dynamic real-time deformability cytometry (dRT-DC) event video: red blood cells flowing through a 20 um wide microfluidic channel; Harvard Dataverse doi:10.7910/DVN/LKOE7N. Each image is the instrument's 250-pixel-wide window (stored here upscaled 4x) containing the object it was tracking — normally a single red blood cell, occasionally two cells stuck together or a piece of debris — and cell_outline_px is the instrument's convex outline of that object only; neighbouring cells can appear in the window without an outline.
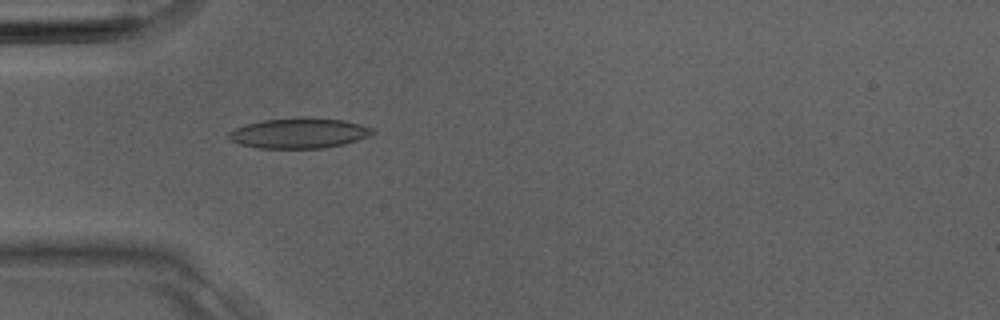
{"species": "Egyptian fruit bat (a non-hibernating species)", "species_latin": "Rousettus aegyptiacus", "temperature_condition": "room temperature", "stored_images_in_passage": 2, "camera_frame_rate_fps": 3000, "um_per_image_px": 0.085, "animal": {"sex": "male"}, "frame": {"image": 1, "passage_image": 1, "time_ms": 0.0, "image_size_px": [1000, 320], "cell_outline_px": [[376, 132], [368, 136], [344, 144], [324, 148], [260, 148], [240, 144], [228, 140], [228, 132], [236, 128], [248, 124], [264, 120], [300, 116], [304, 116], [344, 120], [376, 128]], "centroid_in_image_um": [25.45, 11.3], "position_along_channel_um": 59.6, "area_um2": 25.61}}